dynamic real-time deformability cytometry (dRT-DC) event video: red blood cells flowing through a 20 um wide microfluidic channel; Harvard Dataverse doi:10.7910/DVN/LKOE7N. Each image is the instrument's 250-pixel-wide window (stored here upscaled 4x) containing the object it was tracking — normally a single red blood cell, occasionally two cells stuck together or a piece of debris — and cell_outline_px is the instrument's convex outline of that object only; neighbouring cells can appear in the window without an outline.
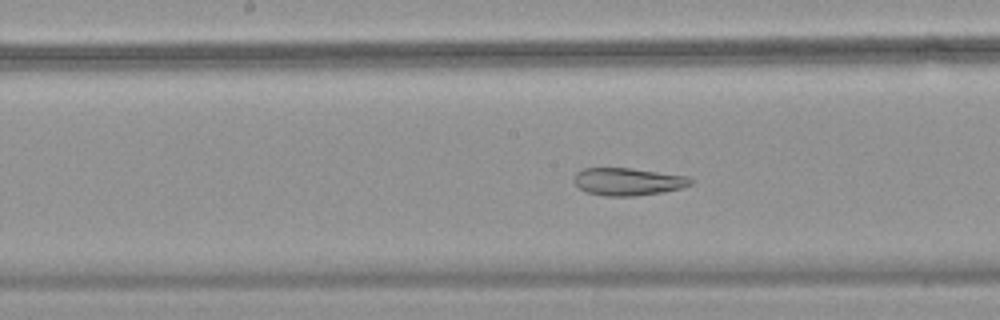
{"species": "common noctule bat (a hibernating species)", "species_latin": "Nyctalus noctula", "temperature_condition": "warm", "stored_images_in_passage": 44, "camera_frame_rate_fps": 3000, "um_per_image_px": 0.085, "animal": {"sex": "female", "body_mass_g": 18.4}, "frame": {"image": 1, "passage_image": 24, "time_ms": 7.667, "image_size_px": [1000, 320], "cell_outline_px": [[696, 180], [692, 184], [680, 188], [664, 192], [636, 196], [604, 196], [588, 192], [580, 188], [572, 180], [576, 172], [584, 168], [628, 168], [688, 176]], "centroid_in_image_um": [53.39, 15.44], "position_along_channel_um": 194.8, "area_um2": 18.79}}
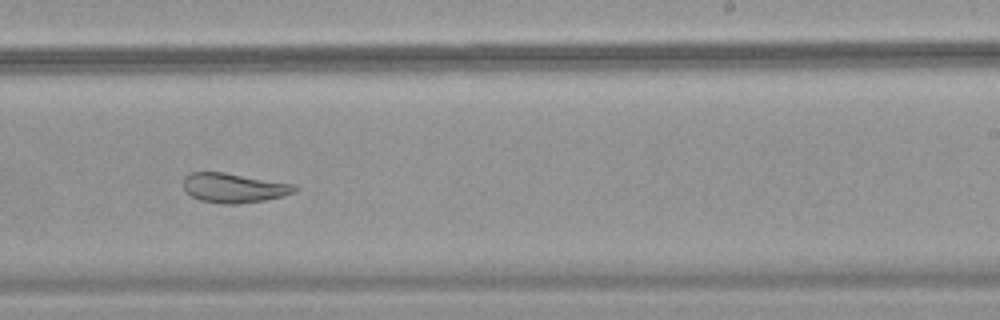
{"frame": {"image": 2, "passage_image": 30, "time_ms": 9.667, "image_size_px": [1000, 320], "cell_outline_px": [[296, 188], [292, 192], [284, 196], [264, 200], [236, 204], [224, 204], [200, 200], [192, 196], [184, 188], [184, 176], [192, 172], [224, 172], [296, 184]], "centroid_in_image_um": [19.88, 15.96], "position_along_channel_um": 269.1, "area_um2": 19.02}}
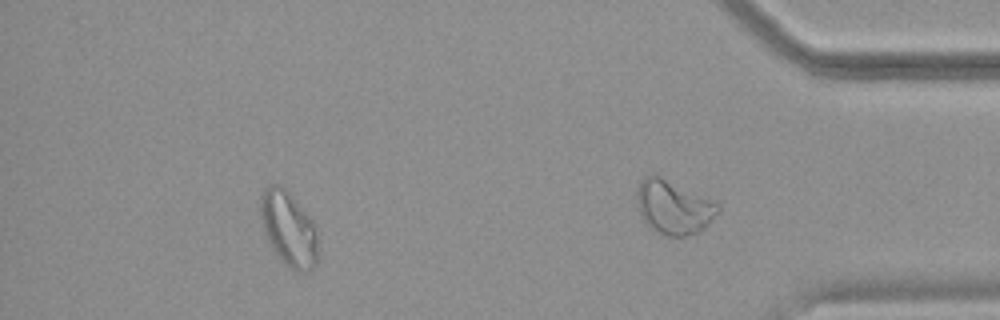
{"frame": {"image": 3, "passage_image": 39, "time_ms": 12.667, "image_size_px": [1000, 320], "cell_outline_px": [[316, 264], [308, 272], [296, 272], [272, 248], [264, 232], [260, 216], [260, 196], [264, 188], [268, 184], [280, 184], [292, 196], [312, 220], [316, 236]], "centroid_in_image_um": [24.5, 19.4], "position_along_channel_um": 410.7, "area_um2": 24.51}, "authors_computed_cell_mechanics": {"area_um2": 24.5072, "velocity_mm_per_s": 3.7371, "shape_relaxation_time_tau1_ms": null, "shape_relaxation_time_tau2_ms": 1.6299, "deformation_change_tau1": null, "deformation_change_tau2": 0.0899}}